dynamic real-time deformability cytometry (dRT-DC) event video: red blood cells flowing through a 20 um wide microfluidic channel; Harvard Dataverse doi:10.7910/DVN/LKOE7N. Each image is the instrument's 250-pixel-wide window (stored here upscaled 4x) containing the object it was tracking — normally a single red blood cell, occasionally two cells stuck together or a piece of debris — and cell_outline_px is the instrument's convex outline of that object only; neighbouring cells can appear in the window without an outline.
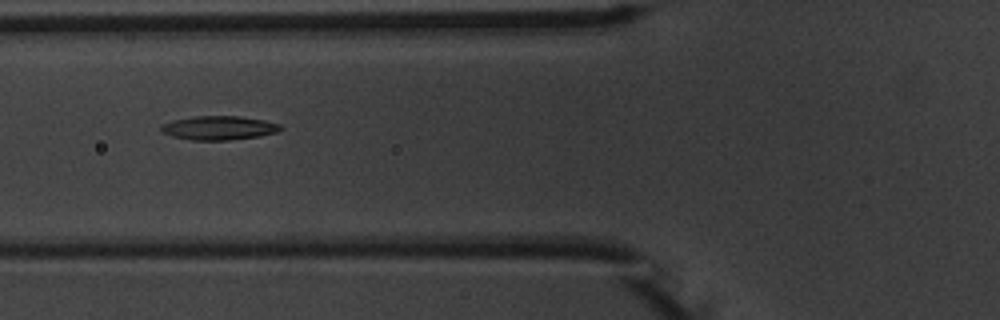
{"species": "common noctule bat (a hibernating species)", "species_latin": "Nyctalus noctula", "temperature_condition": "warm", "stored_images_in_passage": 5, "camera_frame_rate_fps": 3000, "um_per_image_px": 0.085, "animal": {"sex": "male", "body_mass_g": 20.1, "forearm_length_mm": 53.5}, "frame": {"image": 1, "passage_image": 3, "time_ms": 2.333, "image_size_px": [1000, 320], "cell_outline_px": [[284, 128], [276, 132], [260, 136], [228, 140], [192, 140], [172, 136], [160, 132], [160, 128], [164, 124], [172, 120], [196, 116], [240, 116], [264, 120], [280, 124]], "centroid_in_image_um": [18.61, 10.87], "position_along_channel_um": 107.2, "area_um2": 16.65}}
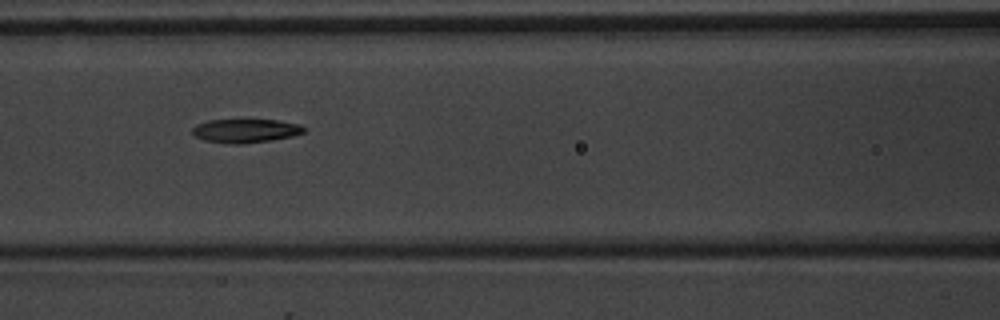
{"frame": {"image": 2, "passage_image": 4, "time_ms": 3.333, "image_size_px": [1000, 320], "cell_outline_px": [[308, 128], [304, 132], [292, 136], [268, 140], [240, 144], [232, 144], [204, 140], [196, 136], [192, 132], [192, 128], [196, 124], [208, 120], [276, 120], [300, 124]], "centroid_in_image_um": [20.88, 11.1], "position_along_channel_um": 145.7, "area_um2": 15.32}}
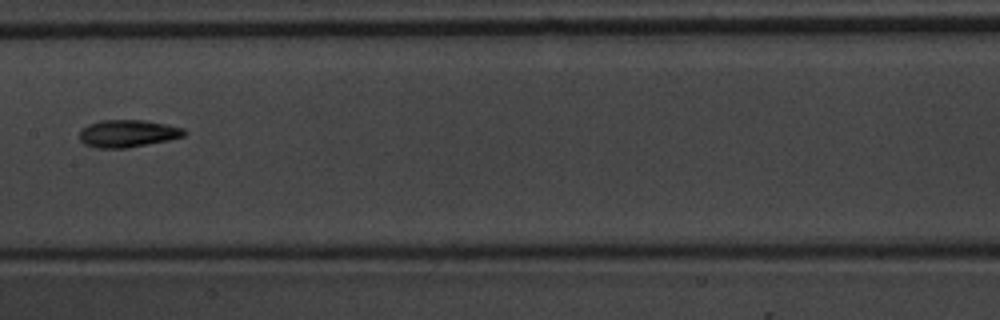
{"frame": {"image": 3, "passage_image": 5, "time_ms": 4.667, "image_size_px": [1000, 320], "cell_outline_px": [[188, 132], [184, 136], [168, 140], [128, 148], [96, 148], [84, 144], [80, 140], [80, 128], [88, 124], [100, 120], [144, 120], [184, 128]], "centroid_in_image_um": [10.84, 11.35], "position_along_channel_um": 196.6, "area_um2": 16.82}}